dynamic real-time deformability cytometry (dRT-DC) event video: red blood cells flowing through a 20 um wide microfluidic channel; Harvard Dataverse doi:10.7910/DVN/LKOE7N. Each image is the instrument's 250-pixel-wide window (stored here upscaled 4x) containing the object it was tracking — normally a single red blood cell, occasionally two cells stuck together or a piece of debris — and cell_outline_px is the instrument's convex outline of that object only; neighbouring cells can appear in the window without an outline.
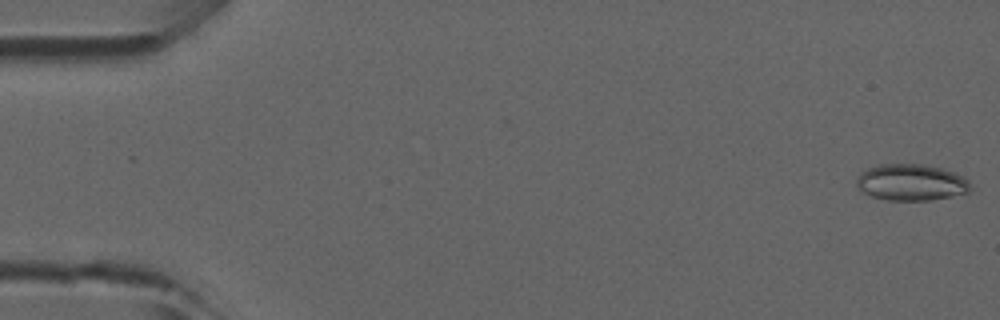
{"species": "common noctule bat (a hibernating species)", "species_latin": "Nyctalus noctula", "temperature_condition": "room temperature", "stored_images_in_passage": 48, "camera_frame_rate_fps": 3000, "um_per_image_px": 0.085, "animal": {"sex": "male", "forearm_length_mm": 52.5}, "frame": {"image": 1, "passage_image": 1, "time_ms": 0.0, "image_size_px": [1000, 320], "cell_outline_px": [[972, 188], [968, 192], [952, 196], [932, 200], [888, 200], [872, 196], [864, 192], [856, 184], [856, 180], [860, 172], [876, 164], [920, 164], [940, 168], [952, 172], [968, 180]], "centroid_in_image_um": [77.43, 15.5], "position_along_channel_um": 7.6, "area_um2": 24.04}}
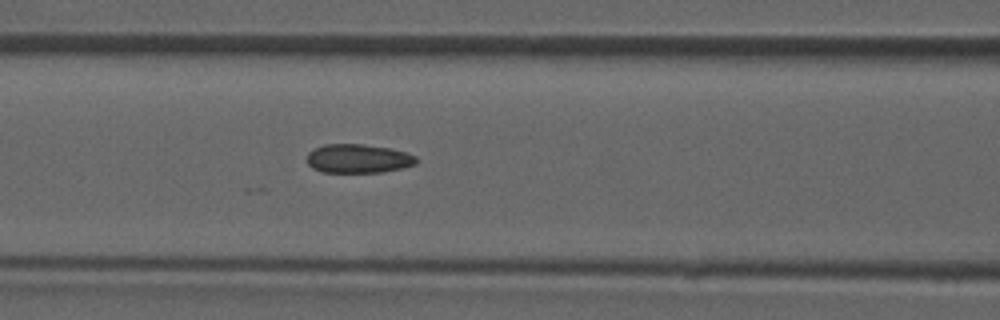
{"frame": {"image": 2, "passage_image": 20, "time_ms": 6.333, "image_size_px": [1000, 320], "cell_outline_px": [[416, 164], [404, 168], [384, 172], [320, 172], [312, 168], [308, 164], [308, 152], [312, 148], [324, 144], [364, 144], [388, 148], [404, 152], [416, 156]], "centroid_in_image_um": [30.42, 13.48], "position_along_channel_um": 136.2, "area_um2": 18.5}}